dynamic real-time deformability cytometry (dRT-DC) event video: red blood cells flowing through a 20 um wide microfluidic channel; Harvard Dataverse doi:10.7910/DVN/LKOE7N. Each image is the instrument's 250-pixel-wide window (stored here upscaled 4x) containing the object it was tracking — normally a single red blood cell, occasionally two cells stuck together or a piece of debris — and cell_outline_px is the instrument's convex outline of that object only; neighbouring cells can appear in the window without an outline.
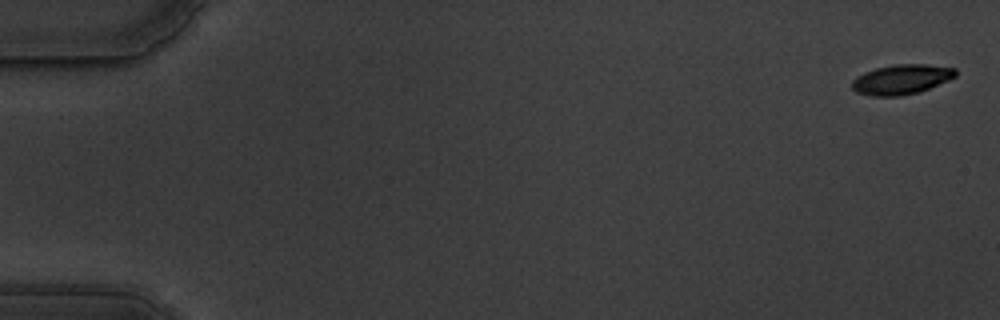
{"species": "common noctule bat (a hibernating species)", "species_latin": "Nyctalus noctula", "temperature_condition": "warm", "stored_images_in_passage": 59, "camera_frame_rate_fps": 3000, "um_per_image_px": 0.085, "animal": {"sex": "male", "body_mass_g": 19.5, "forearm_length_mm": 54.6}, "frame": {"image": 1, "passage_image": 2, "time_ms": 0.333, "image_size_px": [1000, 320], "cell_outline_px": [[956, 76], [948, 80], [920, 92], [900, 96], [872, 96], [856, 92], [852, 88], [852, 80], [856, 76], [864, 72], [876, 68], [896, 64], [924, 64], [956, 68]], "centroid_in_image_um": [76.61, 6.75], "position_along_channel_um": 8.4, "area_um2": 18.03}}
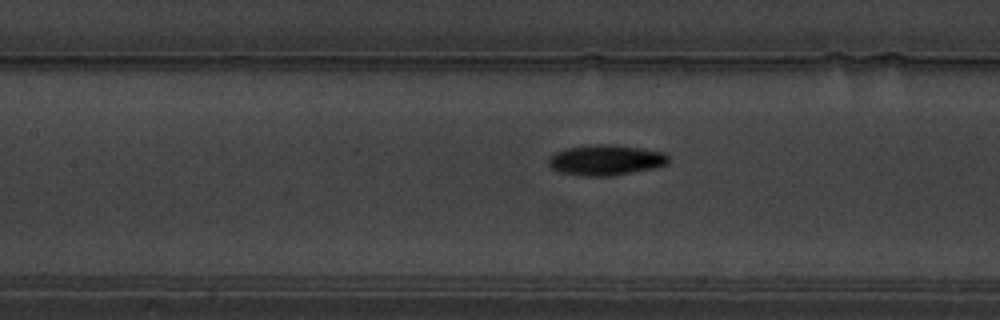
{"frame": {"image": 2, "passage_image": 28, "time_ms": 9.0, "image_size_px": [1000, 320], "cell_outline_px": [[668, 164], [652, 168], [632, 172], [608, 176], [580, 176], [556, 172], [548, 164], [548, 160], [556, 152], [564, 148], [592, 144], [612, 144], [664, 152], [668, 156]], "centroid_in_image_um": [51.44, 13.6], "position_along_channel_um": 156.0, "area_um2": 21.33}}
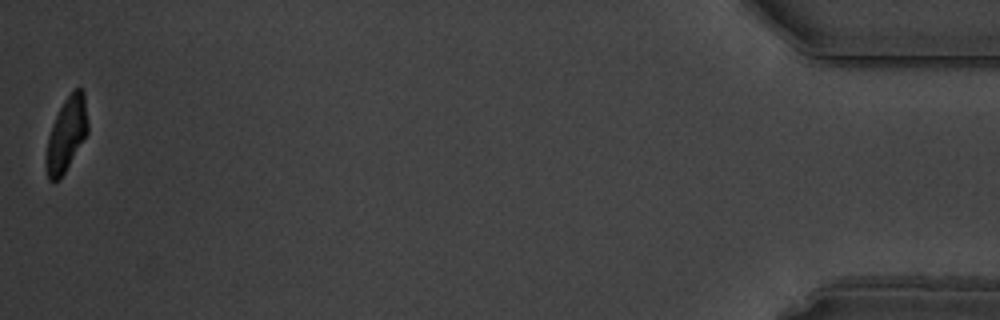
{"frame": {"image": 3, "passage_image": 59, "time_ms": 19.333, "image_size_px": [1000, 320], "cell_outline_px": [[88, 132], [60, 180], [48, 180], [44, 164], [44, 160], [48, 136], [52, 124], [64, 100], [76, 88], [80, 88], [84, 92], [88, 124]], "centroid_in_image_um": [5.62, 11.46], "position_along_channel_um": 429.6, "area_um2": 17.98}, "authors_computed_cell_mechanics": {"area_um2": 19.5364, "velocity_mm_per_s": 3.5017, "shape_relaxation_time_tau1_ms": 2.355, "shape_relaxation_time_tau2_ms": 2.9569, "deformation_change_tau1": 0.1491, "deformation_change_tau2": 0.0807}}